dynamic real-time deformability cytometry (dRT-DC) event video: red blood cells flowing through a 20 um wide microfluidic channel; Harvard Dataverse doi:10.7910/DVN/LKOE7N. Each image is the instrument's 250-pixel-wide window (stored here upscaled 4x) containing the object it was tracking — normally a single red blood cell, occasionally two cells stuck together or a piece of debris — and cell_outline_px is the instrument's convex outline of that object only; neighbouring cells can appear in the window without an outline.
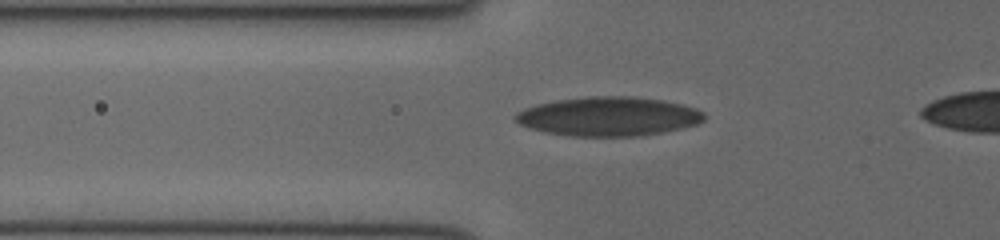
{"species": "human", "species_latin": "Homo sapiens", "temperature_condition": "cold", "stored_images_in_passage": 29, "camera_frame_rate_fps": 3000, "um_per_image_px": 0.085, "donor": {"sex": "female"}, "frame": {"image": 1, "passage_image": 2, "time_ms": 0.333, "image_size_px": [1000, 240], "cell_outline_px": [[704, 120], [700, 124], [684, 128], [664, 132], [636, 136], [568, 136], [544, 132], [528, 128], [520, 124], [512, 116], [516, 112], [524, 108], [536, 104], [556, 100], [588, 96], [628, 96], [660, 100], [680, 104], [696, 108], [704, 112]], "centroid_in_image_um": [51.7, 9.9], "position_along_channel_um": 74.1, "area_um2": 43.29}}
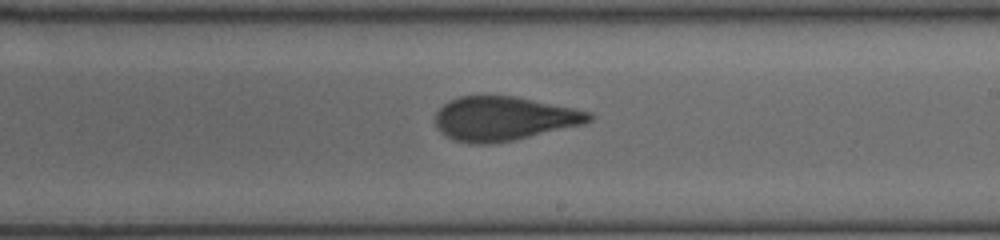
{"frame": {"image": 2, "passage_image": 14, "time_ms": 4.333, "image_size_px": [1000, 240], "cell_outline_px": [[592, 120], [584, 124], [512, 140], [492, 144], [468, 144], [452, 140], [444, 136], [436, 128], [436, 112], [448, 100], [460, 96], [516, 96], [592, 112]], "centroid_in_image_um": [42.78, 10.09], "position_along_channel_um": 246.2, "area_um2": 39.59}}
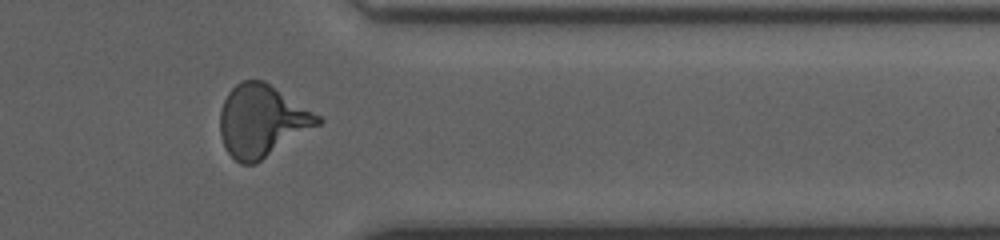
{"frame": {"image": 3, "passage_image": 24, "time_ms": 7.667, "image_size_px": [1000, 240], "cell_outline_px": [[324, 120], [320, 124], [256, 164], [240, 164], [224, 148], [220, 136], [220, 108], [228, 92], [240, 80], [264, 80], [320, 116]], "centroid_in_image_um": [22.23, 10.28], "position_along_channel_um": 389.2, "area_um2": 41.04}}